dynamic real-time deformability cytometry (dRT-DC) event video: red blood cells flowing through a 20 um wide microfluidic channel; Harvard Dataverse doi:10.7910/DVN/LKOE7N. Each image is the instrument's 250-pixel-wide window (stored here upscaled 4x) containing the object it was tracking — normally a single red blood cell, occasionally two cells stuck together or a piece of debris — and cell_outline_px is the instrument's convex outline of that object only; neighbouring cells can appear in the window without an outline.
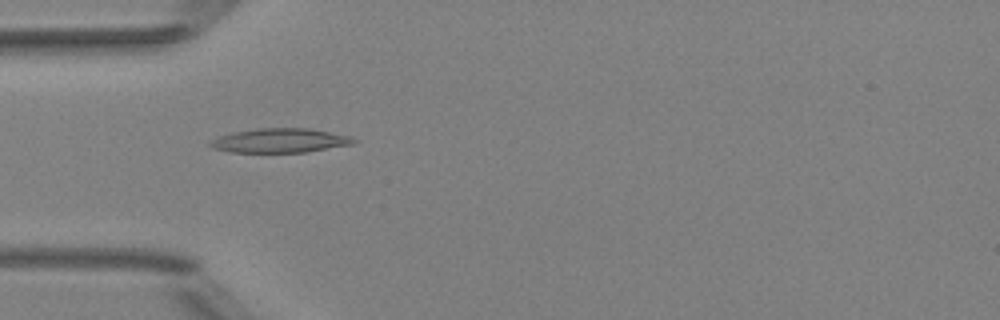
{"species": "Egyptian fruit bat (a non-hibernating species)", "species_latin": "Rousettus aegyptiacus", "temperature_condition": "room temperature", "stored_images_in_passage": 51, "camera_frame_rate_fps": 3000, "um_per_image_px": 0.085, "animal": {"sex": "female"}, "frame": {"image": 1, "passage_image": 16, "time_ms": 5.0, "image_size_px": [1000, 320], "cell_outline_px": [[360, 140], [352, 144], [304, 152], [228, 152], [212, 148], [208, 144], [208, 140], [232, 132], [256, 128], [308, 128], [348, 136]], "centroid_in_image_um": [23.73, 11.94], "position_along_channel_um": 61.3, "area_um2": 20.23}}
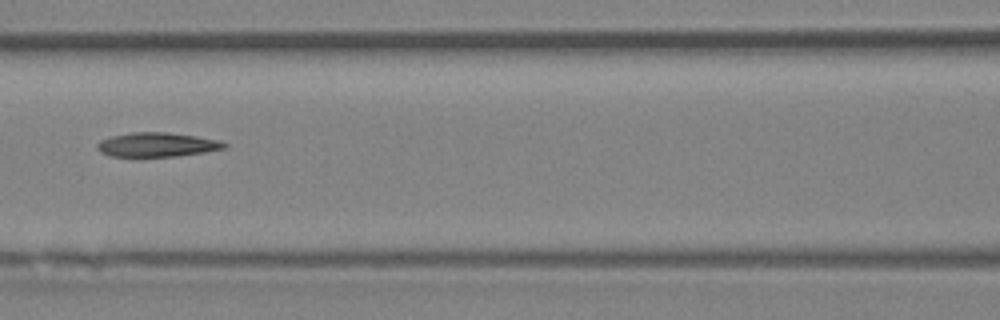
{"frame": {"image": 2, "passage_image": 23, "time_ms": 7.333, "image_size_px": [1000, 320], "cell_outline_px": [[228, 148], [204, 152], [176, 156], [108, 156], [100, 152], [96, 148], [96, 144], [100, 140], [112, 136], [132, 132], [168, 132], [196, 136], [220, 140], [228, 144]], "centroid_in_image_um": [13.36, 12.29], "position_along_channel_um": 153.2, "area_um2": 18.03}}
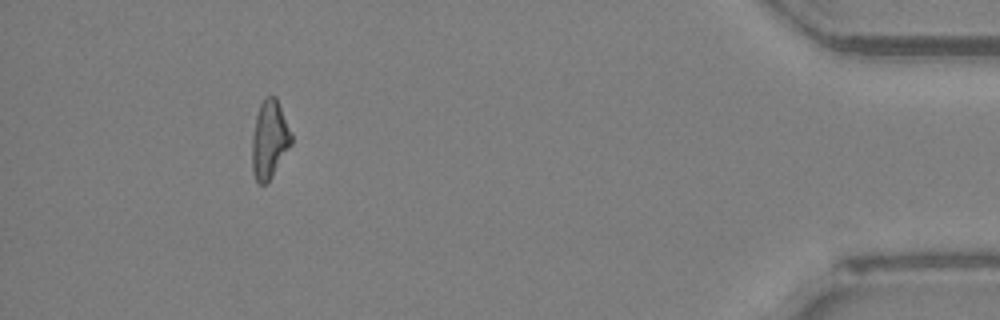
{"frame": {"image": 3, "passage_image": 47, "time_ms": 15.333, "image_size_px": [1000, 320], "cell_outline_px": [[292, 144], [268, 180], [264, 184], [260, 184], [256, 180], [252, 172], [252, 136], [256, 116], [260, 104], [264, 96], [276, 96], [292, 132]], "centroid_in_image_um": [22.9, 11.81], "position_along_channel_um": 412.3, "area_um2": 17.8}, "authors_computed_cell_mechanics": {"area_um2": 18.5538, "velocity_mm_per_s": 4.0285, "shape_relaxation_time_tau1_ms": 10.4576, "shape_relaxation_time_tau2_ms": null, "deformation_change_tau1": 0.2312, "deformation_change_tau2": null}}